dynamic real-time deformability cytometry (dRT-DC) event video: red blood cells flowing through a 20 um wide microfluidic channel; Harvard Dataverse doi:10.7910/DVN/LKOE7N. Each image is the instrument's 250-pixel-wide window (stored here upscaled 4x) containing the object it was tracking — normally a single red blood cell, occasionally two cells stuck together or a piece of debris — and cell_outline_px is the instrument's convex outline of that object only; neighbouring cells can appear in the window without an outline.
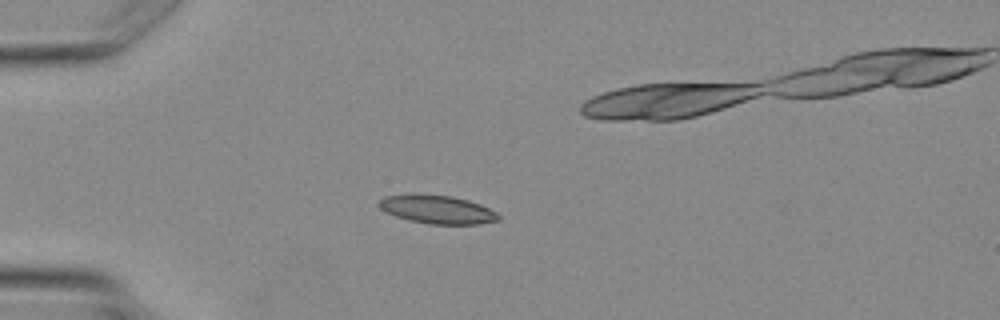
{"species": "Egyptian fruit bat (a non-hibernating species)", "species_latin": "Rousettus aegyptiacus", "temperature_condition": "warm", "stored_images_in_passage": 3, "camera_frame_rate_fps": 3000, "um_per_image_px": 0.085, "animal": {"sex": "female"}, "frame": {"image": 1, "passage_image": 1, "time_ms": 0.0, "image_size_px": [1000, 320], "cell_outline_px": [[500, 220], [480, 224], [428, 224], [408, 220], [396, 216], [380, 208], [376, 204], [384, 196], [412, 192], [452, 196], [468, 200], [480, 204], [496, 212], [500, 216]], "centroid_in_image_um": [37.13, 17.78], "position_along_channel_um": 47.9, "area_um2": 20.17}}